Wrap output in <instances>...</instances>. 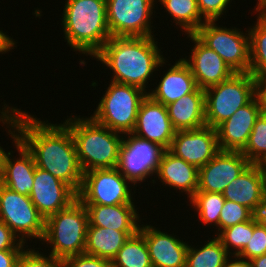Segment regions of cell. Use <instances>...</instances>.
I'll use <instances>...</instances> for the list:
<instances>
[{
  "label": "cell",
  "instance_id": "obj_26",
  "mask_svg": "<svg viewBox=\"0 0 266 267\" xmlns=\"http://www.w3.org/2000/svg\"><path fill=\"white\" fill-rule=\"evenodd\" d=\"M137 232L88 226L84 253L112 261L130 236Z\"/></svg>",
  "mask_w": 266,
  "mask_h": 267
},
{
  "label": "cell",
  "instance_id": "obj_44",
  "mask_svg": "<svg viewBox=\"0 0 266 267\" xmlns=\"http://www.w3.org/2000/svg\"><path fill=\"white\" fill-rule=\"evenodd\" d=\"M231 255L227 258L226 263L224 267H252L251 262L247 260L246 258L240 257L239 255H232L231 260Z\"/></svg>",
  "mask_w": 266,
  "mask_h": 267
},
{
  "label": "cell",
  "instance_id": "obj_15",
  "mask_svg": "<svg viewBox=\"0 0 266 267\" xmlns=\"http://www.w3.org/2000/svg\"><path fill=\"white\" fill-rule=\"evenodd\" d=\"M38 212L46 219L78 199V194L51 173L36 167L29 195Z\"/></svg>",
  "mask_w": 266,
  "mask_h": 267
},
{
  "label": "cell",
  "instance_id": "obj_37",
  "mask_svg": "<svg viewBox=\"0 0 266 267\" xmlns=\"http://www.w3.org/2000/svg\"><path fill=\"white\" fill-rule=\"evenodd\" d=\"M233 0H197V5L201 16L206 21H218L224 13L228 11ZM229 5V6H228Z\"/></svg>",
  "mask_w": 266,
  "mask_h": 267
},
{
  "label": "cell",
  "instance_id": "obj_47",
  "mask_svg": "<svg viewBox=\"0 0 266 267\" xmlns=\"http://www.w3.org/2000/svg\"><path fill=\"white\" fill-rule=\"evenodd\" d=\"M5 149H3V147L0 146V170H1V166L3 164V159H4V156H5Z\"/></svg>",
  "mask_w": 266,
  "mask_h": 267
},
{
  "label": "cell",
  "instance_id": "obj_45",
  "mask_svg": "<svg viewBox=\"0 0 266 267\" xmlns=\"http://www.w3.org/2000/svg\"><path fill=\"white\" fill-rule=\"evenodd\" d=\"M254 9L255 12L253 13H259L257 15L266 18V0H257L256 7Z\"/></svg>",
  "mask_w": 266,
  "mask_h": 267
},
{
  "label": "cell",
  "instance_id": "obj_23",
  "mask_svg": "<svg viewBox=\"0 0 266 267\" xmlns=\"http://www.w3.org/2000/svg\"><path fill=\"white\" fill-rule=\"evenodd\" d=\"M154 86L156 88L148 89L147 95L164 106L192 93L197 88L195 78L182 58L175 61L166 73L163 72L158 85Z\"/></svg>",
  "mask_w": 266,
  "mask_h": 267
},
{
  "label": "cell",
  "instance_id": "obj_32",
  "mask_svg": "<svg viewBox=\"0 0 266 267\" xmlns=\"http://www.w3.org/2000/svg\"><path fill=\"white\" fill-rule=\"evenodd\" d=\"M253 231L254 216L248 221L228 227L222 230L219 234L216 233L213 236H216L222 242V245L232 256L239 255L243 251V249L248 245L250 237L253 236Z\"/></svg>",
  "mask_w": 266,
  "mask_h": 267
},
{
  "label": "cell",
  "instance_id": "obj_12",
  "mask_svg": "<svg viewBox=\"0 0 266 267\" xmlns=\"http://www.w3.org/2000/svg\"><path fill=\"white\" fill-rule=\"evenodd\" d=\"M0 221L4 222L23 243L42 240L45 219L29 196L10 190L0 183Z\"/></svg>",
  "mask_w": 266,
  "mask_h": 267
},
{
  "label": "cell",
  "instance_id": "obj_9",
  "mask_svg": "<svg viewBox=\"0 0 266 267\" xmlns=\"http://www.w3.org/2000/svg\"><path fill=\"white\" fill-rule=\"evenodd\" d=\"M194 34L213 49L235 73H249V33L236 27L217 26L216 21H206Z\"/></svg>",
  "mask_w": 266,
  "mask_h": 267
},
{
  "label": "cell",
  "instance_id": "obj_18",
  "mask_svg": "<svg viewBox=\"0 0 266 267\" xmlns=\"http://www.w3.org/2000/svg\"><path fill=\"white\" fill-rule=\"evenodd\" d=\"M175 133L166 106L147 95L139 106L132 134L169 150Z\"/></svg>",
  "mask_w": 266,
  "mask_h": 267
},
{
  "label": "cell",
  "instance_id": "obj_22",
  "mask_svg": "<svg viewBox=\"0 0 266 267\" xmlns=\"http://www.w3.org/2000/svg\"><path fill=\"white\" fill-rule=\"evenodd\" d=\"M156 178L165 187L185 192L190 199L198 189L199 169L165 150L156 171Z\"/></svg>",
  "mask_w": 266,
  "mask_h": 267
},
{
  "label": "cell",
  "instance_id": "obj_28",
  "mask_svg": "<svg viewBox=\"0 0 266 267\" xmlns=\"http://www.w3.org/2000/svg\"><path fill=\"white\" fill-rule=\"evenodd\" d=\"M208 240L199 248L188 245L185 267H224L230 254L216 236Z\"/></svg>",
  "mask_w": 266,
  "mask_h": 267
},
{
  "label": "cell",
  "instance_id": "obj_31",
  "mask_svg": "<svg viewBox=\"0 0 266 267\" xmlns=\"http://www.w3.org/2000/svg\"><path fill=\"white\" fill-rule=\"evenodd\" d=\"M194 211H197L202 224L215 226L219 234V218L225 203V198L219 192H196L189 199Z\"/></svg>",
  "mask_w": 266,
  "mask_h": 267
},
{
  "label": "cell",
  "instance_id": "obj_21",
  "mask_svg": "<svg viewBox=\"0 0 266 267\" xmlns=\"http://www.w3.org/2000/svg\"><path fill=\"white\" fill-rule=\"evenodd\" d=\"M266 192V166L250 164L222 192L225 200L246 206L253 213Z\"/></svg>",
  "mask_w": 266,
  "mask_h": 267
},
{
  "label": "cell",
  "instance_id": "obj_5",
  "mask_svg": "<svg viewBox=\"0 0 266 267\" xmlns=\"http://www.w3.org/2000/svg\"><path fill=\"white\" fill-rule=\"evenodd\" d=\"M88 225L87 209L77 199L69 207L45 219L42 244L47 242L51 248L48 254L63 261L67 257L84 253Z\"/></svg>",
  "mask_w": 266,
  "mask_h": 267
},
{
  "label": "cell",
  "instance_id": "obj_4",
  "mask_svg": "<svg viewBox=\"0 0 266 267\" xmlns=\"http://www.w3.org/2000/svg\"><path fill=\"white\" fill-rule=\"evenodd\" d=\"M63 123L71 131L83 173L117 167L123 134L98 124L91 117L70 115Z\"/></svg>",
  "mask_w": 266,
  "mask_h": 267
},
{
  "label": "cell",
  "instance_id": "obj_39",
  "mask_svg": "<svg viewBox=\"0 0 266 267\" xmlns=\"http://www.w3.org/2000/svg\"><path fill=\"white\" fill-rule=\"evenodd\" d=\"M25 243L12 232V230L0 221V251L10 249H25Z\"/></svg>",
  "mask_w": 266,
  "mask_h": 267
},
{
  "label": "cell",
  "instance_id": "obj_43",
  "mask_svg": "<svg viewBox=\"0 0 266 267\" xmlns=\"http://www.w3.org/2000/svg\"><path fill=\"white\" fill-rule=\"evenodd\" d=\"M254 216L257 222L266 228V192L264 193L262 201L258 205Z\"/></svg>",
  "mask_w": 266,
  "mask_h": 267
},
{
  "label": "cell",
  "instance_id": "obj_19",
  "mask_svg": "<svg viewBox=\"0 0 266 267\" xmlns=\"http://www.w3.org/2000/svg\"><path fill=\"white\" fill-rule=\"evenodd\" d=\"M261 113L260 101L255 96L248 104L239 108L229 119L221 123L216 128L220 150L242 152Z\"/></svg>",
  "mask_w": 266,
  "mask_h": 267
},
{
  "label": "cell",
  "instance_id": "obj_7",
  "mask_svg": "<svg viewBox=\"0 0 266 267\" xmlns=\"http://www.w3.org/2000/svg\"><path fill=\"white\" fill-rule=\"evenodd\" d=\"M204 91L206 126L216 129L256 96V78L251 73H234Z\"/></svg>",
  "mask_w": 266,
  "mask_h": 267
},
{
  "label": "cell",
  "instance_id": "obj_46",
  "mask_svg": "<svg viewBox=\"0 0 266 267\" xmlns=\"http://www.w3.org/2000/svg\"><path fill=\"white\" fill-rule=\"evenodd\" d=\"M252 267H266V254L250 260Z\"/></svg>",
  "mask_w": 266,
  "mask_h": 267
},
{
  "label": "cell",
  "instance_id": "obj_34",
  "mask_svg": "<svg viewBox=\"0 0 266 267\" xmlns=\"http://www.w3.org/2000/svg\"><path fill=\"white\" fill-rule=\"evenodd\" d=\"M254 216V213L246 206L225 200L219 218V233L238 223L248 221Z\"/></svg>",
  "mask_w": 266,
  "mask_h": 267
},
{
  "label": "cell",
  "instance_id": "obj_41",
  "mask_svg": "<svg viewBox=\"0 0 266 267\" xmlns=\"http://www.w3.org/2000/svg\"><path fill=\"white\" fill-rule=\"evenodd\" d=\"M256 96L261 105V111L266 114V76L256 78Z\"/></svg>",
  "mask_w": 266,
  "mask_h": 267
},
{
  "label": "cell",
  "instance_id": "obj_29",
  "mask_svg": "<svg viewBox=\"0 0 266 267\" xmlns=\"http://www.w3.org/2000/svg\"><path fill=\"white\" fill-rule=\"evenodd\" d=\"M113 267H153L144 236L138 231L111 261Z\"/></svg>",
  "mask_w": 266,
  "mask_h": 267
},
{
  "label": "cell",
  "instance_id": "obj_14",
  "mask_svg": "<svg viewBox=\"0 0 266 267\" xmlns=\"http://www.w3.org/2000/svg\"><path fill=\"white\" fill-rule=\"evenodd\" d=\"M169 151L199 169L220 151L217 130L204 126L195 130L176 131Z\"/></svg>",
  "mask_w": 266,
  "mask_h": 267
},
{
  "label": "cell",
  "instance_id": "obj_24",
  "mask_svg": "<svg viewBox=\"0 0 266 267\" xmlns=\"http://www.w3.org/2000/svg\"><path fill=\"white\" fill-rule=\"evenodd\" d=\"M85 207L89 218L88 226L117 231H139L141 219L135 204L85 205Z\"/></svg>",
  "mask_w": 266,
  "mask_h": 267
},
{
  "label": "cell",
  "instance_id": "obj_30",
  "mask_svg": "<svg viewBox=\"0 0 266 267\" xmlns=\"http://www.w3.org/2000/svg\"><path fill=\"white\" fill-rule=\"evenodd\" d=\"M245 32L250 39V70L255 78L266 76V18L257 16V22Z\"/></svg>",
  "mask_w": 266,
  "mask_h": 267
},
{
  "label": "cell",
  "instance_id": "obj_16",
  "mask_svg": "<svg viewBox=\"0 0 266 267\" xmlns=\"http://www.w3.org/2000/svg\"><path fill=\"white\" fill-rule=\"evenodd\" d=\"M251 164L242 152L219 151L206 165L199 168L197 192H219Z\"/></svg>",
  "mask_w": 266,
  "mask_h": 267
},
{
  "label": "cell",
  "instance_id": "obj_35",
  "mask_svg": "<svg viewBox=\"0 0 266 267\" xmlns=\"http://www.w3.org/2000/svg\"><path fill=\"white\" fill-rule=\"evenodd\" d=\"M35 249L32 247L24 249L18 259L17 267H64L63 260Z\"/></svg>",
  "mask_w": 266,
  "mask_h": 267
},
{
  "label": "cell",
  "instance_id": "obj_1",
  "mask_svg": "<svg viewBox=\"0 0 266 267\" xmlns=\"http://www.w3.org/2000/svg\"><path fill=\"white\" fill-rule=\"evenodd\" d=\"M18 140L32 154L36 167L51 173L79 193L83 172L71 131L62 121L51 124L22 111Z\"/></svg>",
  "mask_w": 266,
  "mask_h": 267
},
{
  "label": "cell",
  "instance_id": "obj_2",
  "mask_svg": "<svg viewBox=\"0 0 266 267\" xmlns=\"http://www.w3.org/2000/svg\"><path fill=\"white\" fill-rule=\"evenodd\" d=\"M154 38L111 37L93 58L113 72L110 81L134 85L147 92L153 73L167 63L158 39Z\"/></svg>",
  "mask_w": 266,
  "mask_h": 267
},
{
  "label": "cell",
  "instance_id": "obj_8",
  "mask_svg": "<svg viewBox=\"0 0 266 267\" xmlns=\"http://www.w3.org/2000/svg\"><path fill=\"white\" fill-rule=\"evenodd\" d=\"M21 109L8 106L6 103L0 110V123L2 127L6 124L8 135L19 153L18 157L11 158L13 151L5 153L0 170V183L19 194L29 196L34 183V172L36 169L32 154L18 140L19 115ZM12 152V153H11ZM15 158V159H14Z\"/></svg>",
  "mask_w": 266,
  "mask_h": 267
},
{
  "label": "cell",
  "instance_id": "obj_6",
  "mask_svg": "<svg viewBox=\"0 0 266 267\" xmlns=\"http://www.w3.org/2000/svg\"><path fill=\"white\" fill-rule=\"evenodd\" d=\"M109 83L90 117L112 131L123 135L132 133L136 125L139 106L147 96V92L134 85L113 81Z\"/></svg>",
  "mask_w": 266,
  "mask_h": 267
},
{
  "label": "cell",
  "instance_id": "obj_10",
  "mask_svg": "<svg viewBox=\"0 0 266 267\" xmlns=\"http://www.w3.org/2000/svg\"><path fill=\"white\" fill-rule=\"evenodd\" d=\"M132 186L117 167L94 169L83 173L78 199L84 205L135 204Z\"/></svg>",
  "mask_w": 266,
  "mask_h": 267
},
{
  "label": "cell",
  "instance_id": "obj_13",
  "mask_svg": "<svg viewBox=\"0 0 266 267\" xmlns=\"http://www.w3.org/2000/svg\"><path fill=\"white\" fill-rule=\"evenodd\" d=\"M164 151L156 143L132 133L124 134L117 169L136 186L155 176Z\"/></svg>",
  "mask_w": 266,
  "mask_h": 267
},
{
  "label": "cell",
  "instance_id": "obj_38",
  "mask_svg": "<svg viewBox=\"0 0 266 267\" xmlns=\"http://www.w3.org/2000/svg\"><path fill=\"white\" fill-rule=\"evenodd\" d=\"M63 263L64 267H113L110 260L86 253L67 257Z\"/></svg>",
  "mask_w": 266,
  "mask_h": 267
},
{
  "label": "cell",
  "instance_id": "obj_20",
  "mask_svg": "<svg viewBox=\"0 0 266 267\" xmlns=\"http://www.w3.org/2000/svg\"><path fill=\"white\" fill-rule=\"evenodd\" d=\"M139 232L145 238L153 267H185L189 242L148 223L141 224Z\"/></svg>",
  "mask_w": 266,
  "mask_h": 267
},
{
  "label": "cell",
  "instance_id": "obj_17",
  "mask_svg": "<svg viewBox=\"0 0 266 267\" xmlns=\"http://www.w3.org/2000/svg\"><path fill=\"white\" fill-rule=\"evenodd\" d=\"M195 45L191 55L182 60L189 66L197 87L207 89L229 79L235 72L213 50L206 46L195 34H187Z\"/></svg>",
  "mask_w": 266,
  "mask_h": 267
},
{
  "label": "cell",
  "instance_id": "obj_40",
  "mask_svg": "<svg viewBox=\"0 0 266 267\" xmlns=\"http://www.w3.org/2000/svg\"><path fill=\"white\" fill-rule=\"evenodd\" d=\"M24 249L0 251V267H17L18 259Z\"/></svg>",
  "mask_w": 266,
  "mask_h": 267
},
{
  "label": "cell",
  "instance_id": "obj_27",
  "mask_svg": "<svg viewBox=\"0 0 266 267\" xmlns=\"http://www.w3.org/2000/svg\"><path fill=\"white\" fill-rule=\"evenodd\" d=\"M164 7L166 13L173 17L175 25L182 29V32L194 34L206 20L201 16L197 0H158Z\"/></svg>",
  "mask_w": 266,
  "mask_h": 267
},
{
  "label": "cell",
  "instance_id": "obj_33",
  "mask_svg": "<svg viewBox=\"0 0 266 267\" xmlns=\"http://www.w3.org/2000/svg\"><path fill=\"white\" fill-rule=\"evenodd\" d=\"M242 154L251 164L266 166V114L261 113L256 119Z\"/></svg>",
  "mask_w": 266,
  "mask_h": 267
},
{
  "label": "cell",
  "instance_id": "obj_3",
  "mask_svg": "<svg viewBox=\"0 0 266 267\" xmlns=\"http://www.w3.org/2000/svg\"><path fill=\"white\" fill-rule=\"evenodd\" d=\"M61 17L65 42L74 51L94 57L111 38L106 0H66Z\"/></svg>",
  "mask_w": 266,
  "mask_h": 267
},
{
  "label": "cell",
  "instance_id": "obj_42",
  "mask_svg": "<svg viewBox=\"0 0 266 267\" xmlns=\"http://www.w3.org/2000/svg\"><path fill=\"white\" fill-rule=\"evenodd\" d=\"M15 39L11 38V36L7 35L3 30H0V54H5L12 49L17 48Z\"/></svg>",
  "mask_w": 266,
  "mask_h": 267
},
{
  "label": "cell",
  "instance_id": "obj_25",
  "mask_svg": "<svg viewBox=\"0 0 266 267\" xmlns=\"http://www.w3.org/2000/svg\"><path fill=\"white\" fill-rule=\"evenodd\" d=\"M166 108L176 131L195 130L206 126L205 91L199 87L166 105Z\"/></svg>",
  "mask_w": 266,
  "mask_h": 267
},
{
  "label": "cell",
  "instance_id": "obj_36",
  "mask_svg": "<svg viewBox=\"0 0 266 267\" xmlns=\"http://www.w3.org/2000/svg\"><path fill=\"white\" fill-rule=\"evenodd\" d=\"M266 254V228L260 225L254 216V231L248 245L239 254L240 257L251 260Z\"/></svg>",
  "mask_w": 266,
  "mask_h": 267
},
{
  "label": "cell",
  "instance_id": "obj_11",
  "mask_svg": "<svg viewBox=\"0 0 266 267\" xmlns=\"http://www.w3.org/2000/svg\"><path fill=\"white\" fill-rule=\"evenodd\" d=\"M155 4L157 0H106L111 37L156 36L151 25Z\"/></svg>",
  "mask_w": 266,
  "mask_h": 267
}]
</instances>
